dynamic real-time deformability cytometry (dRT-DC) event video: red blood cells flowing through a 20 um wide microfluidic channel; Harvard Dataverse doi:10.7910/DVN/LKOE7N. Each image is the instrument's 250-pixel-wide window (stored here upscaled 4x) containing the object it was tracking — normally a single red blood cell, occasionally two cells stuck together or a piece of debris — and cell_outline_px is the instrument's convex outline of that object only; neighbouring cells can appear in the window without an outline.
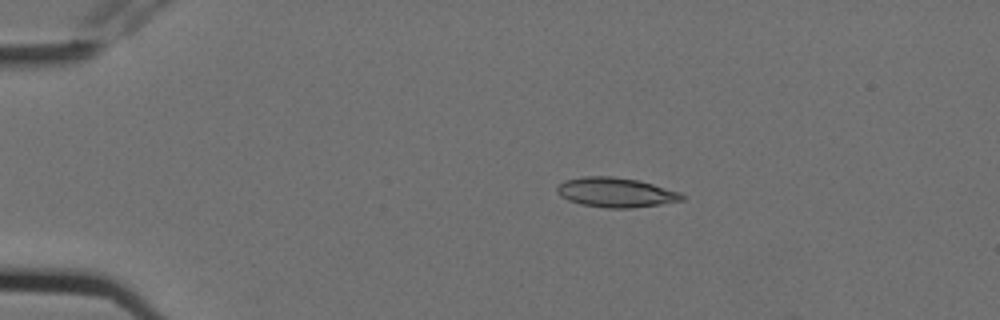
{"species": "Egyptian fruit bat (a non-hibernating species)", "species_latin": "Rousettus aegyptiacus", "temperature_condition": "cold", "stored_images_in_passage": 5, "camera_frame_rate_fps": 3000, "um_per_image_px": 0.085, "animal": {"sex": "female"}, "frame": {"image": 1, "passage_image": 4, "time_ms": 1.0, "image_size_px": [1000, 320], "cell_outline_px": [[688, 196], [684, 200], [660, 204], [632, 208], [604, 208], [580, 204], [568, 200], [560, 196], [556, 192], [556, 188], [564, 180], [584, 176], [612, 176], [640, 180], [680, 192]], "centroid_in_image_um": [52.35, 16.35], "position_along_channel_um": 32.6, "area_um2": 21.85}}